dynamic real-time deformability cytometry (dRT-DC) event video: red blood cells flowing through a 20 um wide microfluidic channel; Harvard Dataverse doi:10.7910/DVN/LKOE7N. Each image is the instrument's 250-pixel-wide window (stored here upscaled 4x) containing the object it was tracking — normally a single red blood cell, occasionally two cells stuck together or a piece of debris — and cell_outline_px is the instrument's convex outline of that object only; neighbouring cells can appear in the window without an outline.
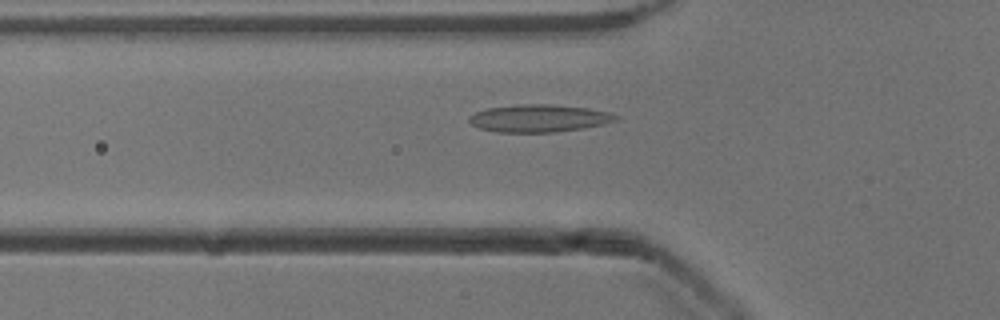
{"species": "common noctule bat (a hibernating species)", "species_latin": "Nyctalus noctula", "temperature_condition": "cold", "stored_images_in_passage": 32, "camera_frame_rate_fps": 3000, "um_per_image_px": 0.085, "animal": {"sex": "male", "body_mass_g": 13.3}, "frame": {"image": 1, "passage_image": 4, "time_ms": 1.0, "image_size_px": [1000, 320], "cell_outline_px": [[620, 116], [616, 120], [604, 124], [584, 128], [556, 132], [496, 132], [480, 128], [472, 124], [468, 120], [468, 116], [476, 112], [488, 108], [520, 104], [548, 104], [588, 108], [612, 112]], "centroid_in_image_um": [45.85, 10.05], "position_along_channel_um": 80.0, "area_um2": 23.58}}
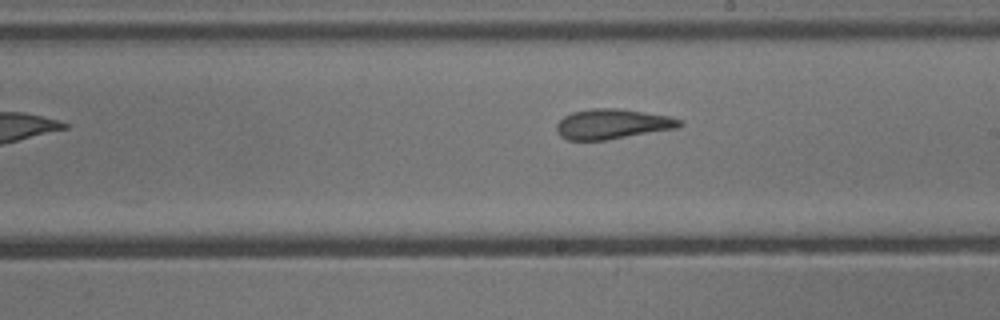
{"frame": {"image": 2, "passage_image": 16, "time_ms": 5.0, "image_size_px": [1000, 320], "cell_outline_px": [[684, 124], [676, 128], [608, 140], [568, 140], [560, 136], [556, 128], [556, 124], [564, 116], [572, 112], [592, 108], [620, 108], [668, 116], [684, 120]], "centroid_in_image_um": [52.06, 10.54], "position_along_channel_um": 236.9, "area_um2": 21.62}}
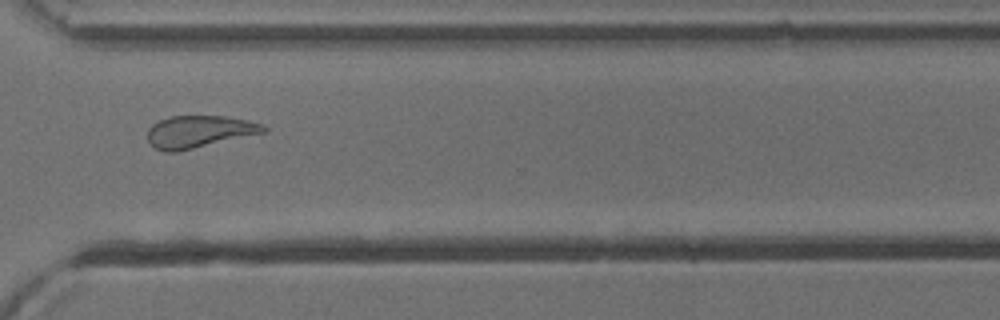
{"frame": {"image": 3, "passage_image": 25, "time_ms": 8.0, "image_size_px": [1000, 320], "cell_outline_px": [[268, 132], [176, 152], [164, 152], [156, 148], [148, 140], [148, 128], [152, 124], [168, 116], [224, 116], [248, 120], [264, 124], [268, 128]], "centroid_in_image_um": [16.96, 11.18], "position_along_channel_um": 353.6, "area_um2": 21.91}, "authors_computed_cell_mechanics": {"area_um2": 21.5016, "velocity_mm_per_s": 3.894, "shape_relaxation_time_tau1_ms": 8.9015, "shape_relaxation_time_tau2_ms": 1.3567, "deformation_change_tau1": 0.2322, "deformation_change_tau2": 0.0925}}